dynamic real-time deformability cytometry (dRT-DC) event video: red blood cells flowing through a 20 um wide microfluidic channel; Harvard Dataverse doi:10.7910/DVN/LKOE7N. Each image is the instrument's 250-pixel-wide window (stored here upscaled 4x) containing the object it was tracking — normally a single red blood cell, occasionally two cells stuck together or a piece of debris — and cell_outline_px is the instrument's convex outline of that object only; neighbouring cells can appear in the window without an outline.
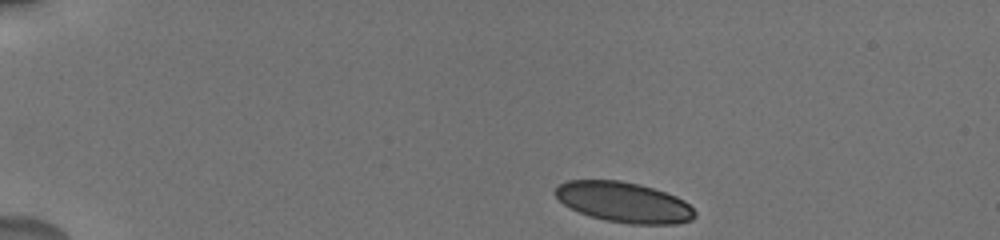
{"species": "human", "species_latin": "Homo sapiens", "temperature_condition": "cold", "stored_images_in_passage": 26, "camera_frame_rate_fps": 3000, "um_per_image_px": 0.085, "donor": {"sex": "male"}, "frame": {"image": 1, "passage_image": 1, "time_ms": 0.0, "image_size_px": [1000, 240], "cell_outline_px": [[696, 216], [692, 220], [676, 224], [628, 224], [604, 220], [588, 216], [564, 204], [552, 192], [560, 184], [568, 180], [620, 180], [640, 184], [676, 196], [684, 200], [696, 212]], "centroid_in_image_um": [53.04, 17.19], "position_along_channel_um": 32.0, "area_um2": 32.89}}
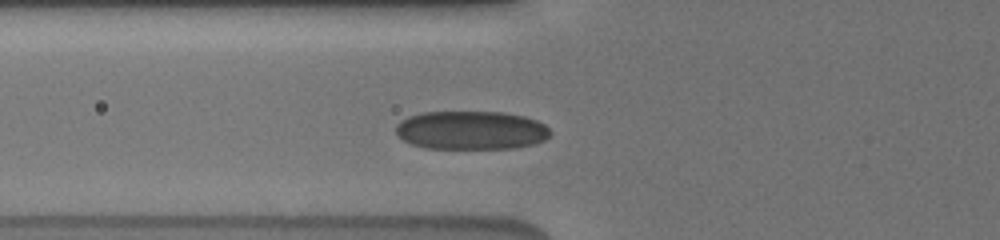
{"frame": {"image": 2, "passage_image": 18, "time_ms": 3.667, "image_size_px": [1000, 240], "cell_outline_px": [[552, 132], [544, 140], [532, 144], [512, 148], [424, 148], [412, 144], [404, 140], [396, 132], [396, 124], [400, 120], [408, 116], [424, 112], [504, 112], [524, 116], [536, 120], [544, 124]], "centroid_in_image_um": [40.04, 11.06], "position_along_channel_um": 85.8, "area_um2": 34.68}}
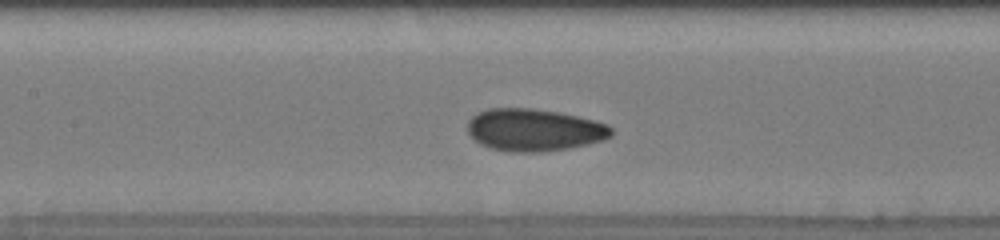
{"frame": {"image": 3, "passage_image": 26, "time_ms": 5.667, "image_size_px": [1000, 240], "cell_outline_px": [[612, 136], [604, 140], [588, 144], [568, 148], [544, 152], [508, 152], [492, 148], [480, 144], [468, 132], [468, 120], [476, 112], [488, 108], [532, 108], [560, 112], [608, 124], [612, 128]], "centroid_in_image_um": [45.4, 11.04], "position_along_channel_um": 162.0, "area_um2": 35.6}}